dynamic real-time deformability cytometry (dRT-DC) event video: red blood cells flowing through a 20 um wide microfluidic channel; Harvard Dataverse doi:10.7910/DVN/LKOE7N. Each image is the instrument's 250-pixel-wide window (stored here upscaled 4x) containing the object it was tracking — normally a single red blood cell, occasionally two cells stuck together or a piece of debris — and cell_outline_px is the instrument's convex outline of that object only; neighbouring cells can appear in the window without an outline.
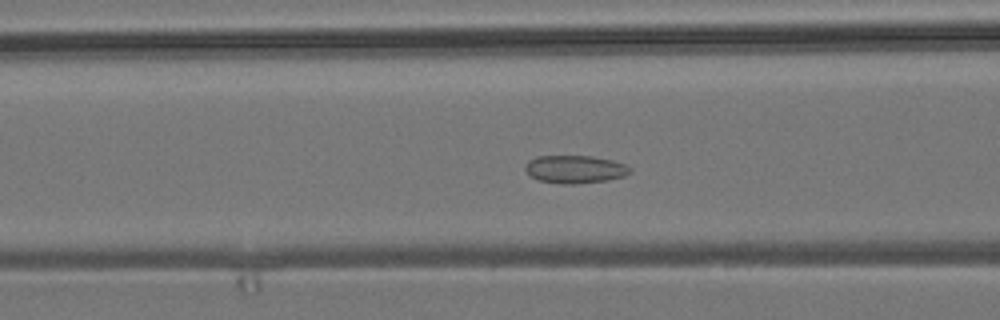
{"species": "common noctule bat (a hibernating species)", "species_latin": "Nyctalus noctula", "temperature_condition": "room temperature", "stored_images_in_passage": 54, "camera_frame_rate_fps": 3000, "um_per_image_px": 0.085, "animal": {"sex": "male", "body_mass_g": 19.2, "forearm_length_mm": 51.8}, "frame": {"image": 1, "passage_image": 21, "time_ms": 6.667, "image_size_px": [1000, 320], "cell_outline_px": [[632, 172], [624, 176], [608, 180], [572, 184], [560, 184], [540, 180], [532, 176], [524, 168], [528, 160], [536, 156], [592, 156], [612, 160], [624, 164], [632, 168]], "centroid_in_image_um": [48.89, 14.38], "position_along_channel_um": 117.7, "area_um2": 16.99}}
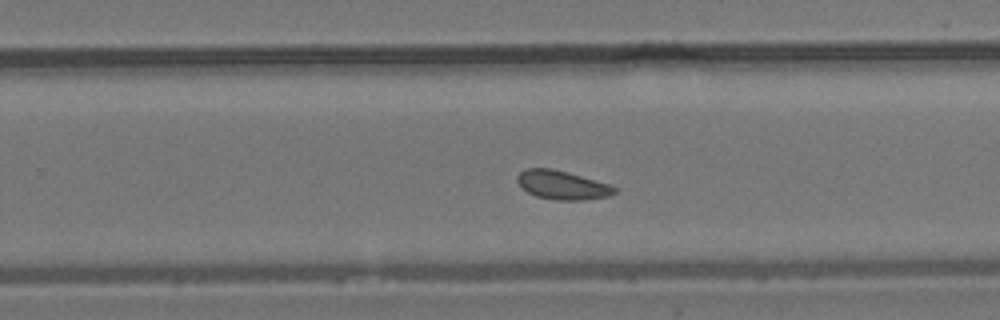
{"frame": {"image": 2, "passage_image": 34, "time_ms": 11.0, "image_size_px": [1000, 320], "cell_outline_px": [[616, 192], [608, 196], [584, 200], [556, 200], [536, 196], [528, 192], [516, 180], [516, 176], [524, 168], [552, 168], [568, 172], [608, 184], [616, 188]], "centroid_in_image_um": [47.76, 15.72], "position_along_channel_um": 282.0, "area_um2": 16.18}}
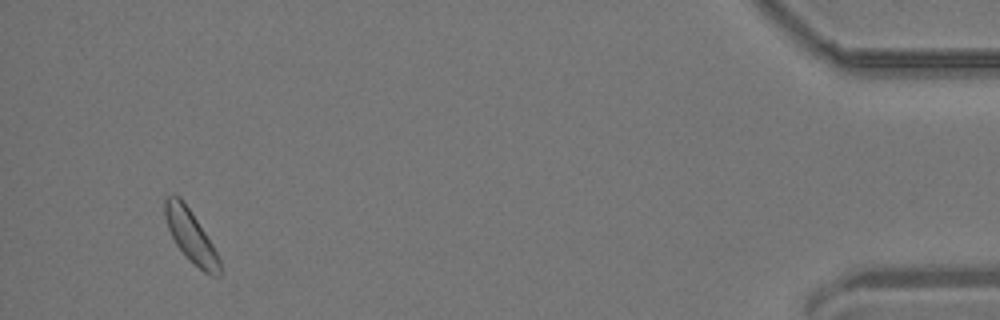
{"frame": {"image": 3, "passage_image": 51, "time_ms": 16.667, "image_size_px": [1000, 320], "cell_outline_px": [[220, 276], [212, 276], [204, 272], [176, 244], [168, 228], [164, 216], [164, 200], [172, 192], [180, 196], [212, 244], [220, 260]], "centroid_in_image_um": [16.19, 20.01], "position_along_channel_um": 419.0, "area_um2": 16.07}}